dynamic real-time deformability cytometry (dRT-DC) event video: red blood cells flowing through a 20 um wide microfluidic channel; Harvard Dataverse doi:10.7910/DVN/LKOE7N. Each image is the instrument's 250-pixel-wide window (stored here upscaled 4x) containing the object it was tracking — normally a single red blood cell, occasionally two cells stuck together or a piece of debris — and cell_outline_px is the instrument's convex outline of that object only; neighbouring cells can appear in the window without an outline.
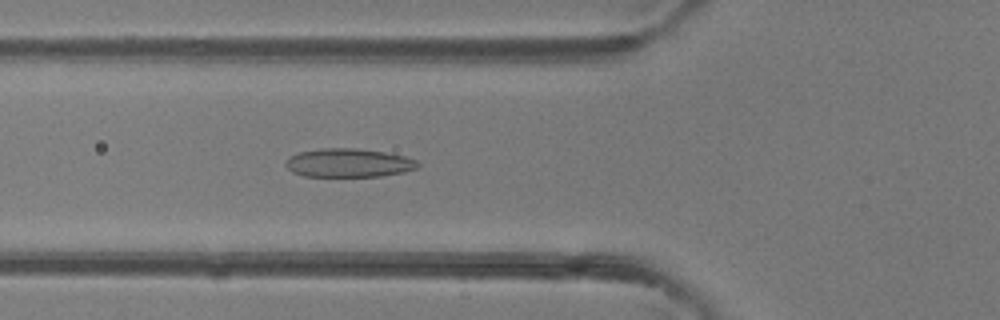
{"species": "common noctule bat (a hibernating species)", "species_latin": "Nyctalus noctula", "temperature_condition": "room temperature", "stored_images_in_passage": 47, "camera_frame_rate_fps": 3000, "um_per_image_px": 0.085, "animal": {"sex": "female"}, "frame": {"image": 1, "passage_image": 17, "time_ms": 5.333, "image_size_px": [1000, 320], "cell_outline_px": [[420, 164], [416, 168], [404, 172], [380, 176], [304, 176], [292, 172], [284, 164], [288, 156], [300, 152], [320, 148], [356, 148], [384, 152], [404, 156], [416, 160]], "centroid_in_image_um": [29.6, 13.84], "position_along_channel_um": 96.2, "area_um2": 22.02}}
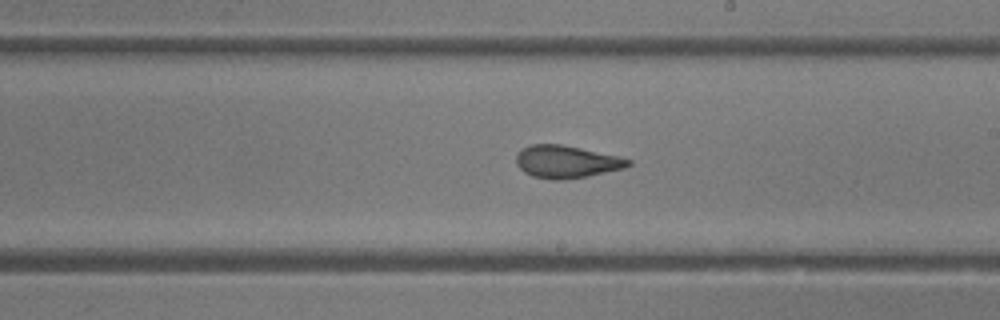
{"frame": {"image": 2, "passage_image": 27, "time_ms": 8.667, "image_size_px": [1000, 320], "cell_outline_px": [[632, 164], [624, 168], [588, 176], [564, 180], [552, 180], [532, 176], [524, 172], [516, 164], [516, 156], [524, 148], [532, 144], [560, 144], [620, 156], [632, 160]], "centroid_in_image_um": [48.17, 13.76], "position_along_channel_um": 240.8, "area_um2": 21.21}}
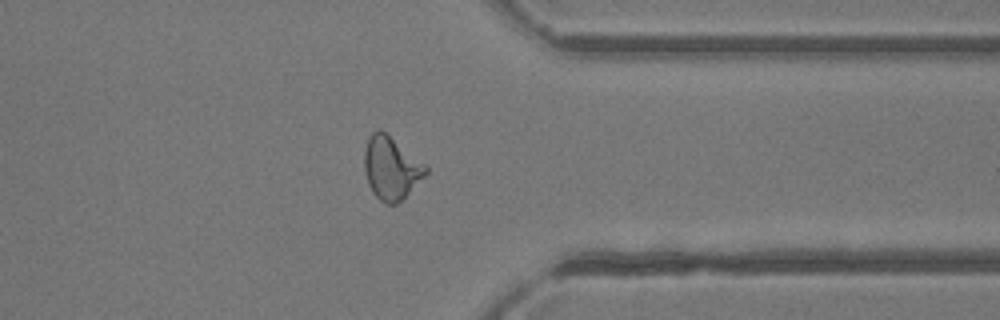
{"frame": {"image": 3, "passage_image": 37, "time_ms": 12.0, "image_size_px": [1000, 320], "cell_outline_px": [[428, 172], [396, 204], [384, 204], [372, 192], [368, 184], [364, 172], [364, 148], [368, 136], [376, 128], [380, 128], [424, 164], [428, 168]], "centroid_in_image_um": [33.18, 14.26], "position_along_channel_um": 378.2, "area_um2": 22.25}, "authors_computed_cell_mechanics": {"area_um2": 22.7732, "velocity_mm_per_s": 4.3193, "shape_relaxation_time_tau1_ms": null, "shape_relaxation_time_tau2_ms": 1.3115, "deformation_change_tau1": null, "deformation_change_tau2": 0.0793}}